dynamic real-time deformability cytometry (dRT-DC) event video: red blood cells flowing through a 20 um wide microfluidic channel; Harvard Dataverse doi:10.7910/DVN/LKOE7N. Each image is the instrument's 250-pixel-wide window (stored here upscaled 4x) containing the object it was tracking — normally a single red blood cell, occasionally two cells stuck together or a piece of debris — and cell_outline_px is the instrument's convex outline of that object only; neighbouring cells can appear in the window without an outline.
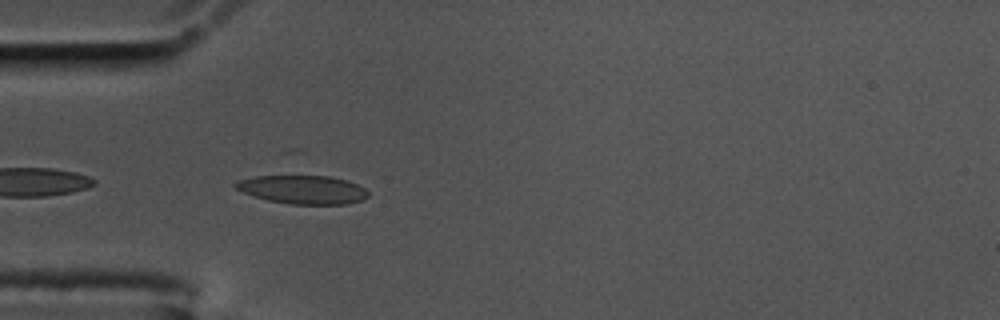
{"species": "common noctule bat (a hibernating species)", "species_latin": "Nyctalus noctula", "temperature_condition": "cold", "stored_images_in_passage": 5, "camera_frame_rate_fps": 3000, "um_per_image_px": 0.085, "animal": {"sex": "male", "body_mass_g": 17.5, "forearm_length_mm": 52.3}, "frame": {"image": 1, "passage_image": 2, "time_ms": 0.333, "image_size_px": [1000, 320], "cell_outline_px": [[368, 196], [360, 200], [348, 204], [292, 204], [268, 200], [252, 196], [236, 188], [232, 184], [236, 180], [256, 176], [328, 176], [348, 180], [364, 188], [368, 192]], "centroid_in_image_um": [25.71, 16.11], "position_along_channel_um": 59.3, "area_um2": 21.96}}